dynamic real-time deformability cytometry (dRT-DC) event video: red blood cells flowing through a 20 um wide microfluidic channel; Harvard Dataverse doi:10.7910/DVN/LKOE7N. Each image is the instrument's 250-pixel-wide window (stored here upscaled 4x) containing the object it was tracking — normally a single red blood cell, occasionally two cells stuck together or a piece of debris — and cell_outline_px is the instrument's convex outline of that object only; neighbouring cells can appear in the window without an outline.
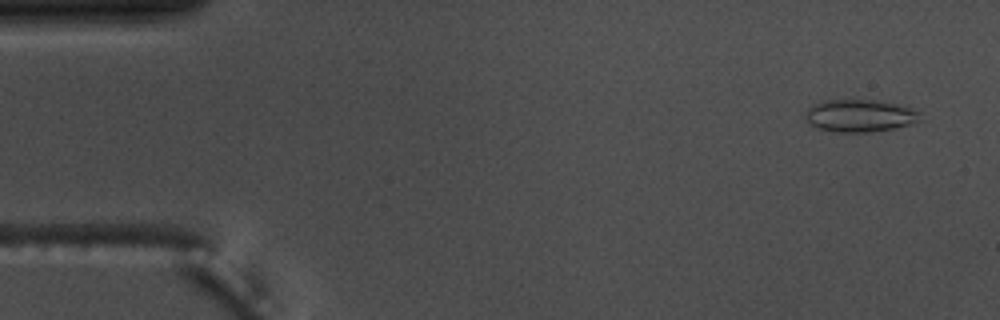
{"species": "common noctule bat (a hibernating species)", "species_latin": "Nyctalus noctula", "temperature_condition": "warm", "stored_images_in_passage": 55, "camera_frame_rate_fps": 3000, "um_per_image_px": 0.085, "animal": {"sex": "male", "body_mass_g": 17.5, "forearm_length_mm": 52.3}, "frame": {"image": 1, "passage_image": 3, "time_ms": 0.667, "image_size_px": [1000, 320], "cell_outline_px": [[920, 120], [912, 124], [872, 132], [836, 132], [816, 128], [808, 124], [804, 120], [804, 112], [808, 108], [820, 100], [876, 100], [896, 104], [912, 108], [916, 112]], "centroid_in_image_um": [72.98, 9.84], "position_along_channel_um": 12.0, "area_um2": 21.79}}
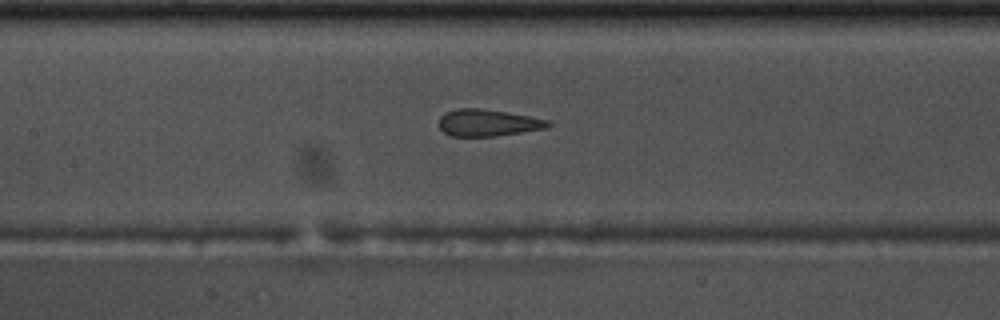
{"frame": {"image": 2, "passage_image": 25, "time_ms": 8.0, "image_size_px": [1000, 320], "cell_outline_px": [[552, 124], [548, 128], [496, 136], [452, 136], [444, 132], [440, 128], [440, 116], [444, 112], [456, 108], [480, 108], [508, 112], [548, 120]], "centroid_in_image_um": [41.47, 10.43], "position_along_channel_um": 165.9, "area_um2": 17.11}}
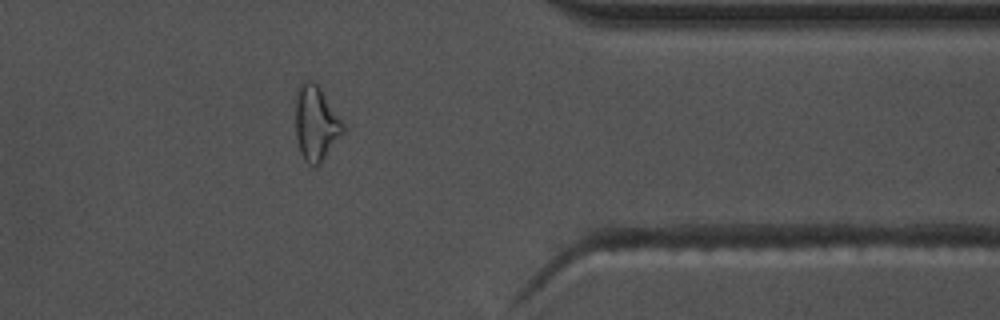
{"frame": {"image": 3, "passage_image": 44, "time_ms": 14.333, "image_size_px": [1000, 320], "cell_outline_px": [[348, 128], [320, 164], [316, 168], [308, 164], [304, 160], [300, 152], [296, 136], [296, 92], [300, 84], [304, 80], [312, 80], [320, 88]], "centroid_in_image_um": [26.88, 10.51], "position_along_channel_um": 384.5, "area_um2": 21.04}, "authors_computed_cell_mechanics": {"area_um2": 19.5364, "velocity_mm_per_s": 3.7085, "shape_relaxation_time_tau1_ms": null, "shape_relaxation_time_tau2_ms": 1.1353, "deformation_change_tau1": null, "deformation_change_tau2": 0.0699}}